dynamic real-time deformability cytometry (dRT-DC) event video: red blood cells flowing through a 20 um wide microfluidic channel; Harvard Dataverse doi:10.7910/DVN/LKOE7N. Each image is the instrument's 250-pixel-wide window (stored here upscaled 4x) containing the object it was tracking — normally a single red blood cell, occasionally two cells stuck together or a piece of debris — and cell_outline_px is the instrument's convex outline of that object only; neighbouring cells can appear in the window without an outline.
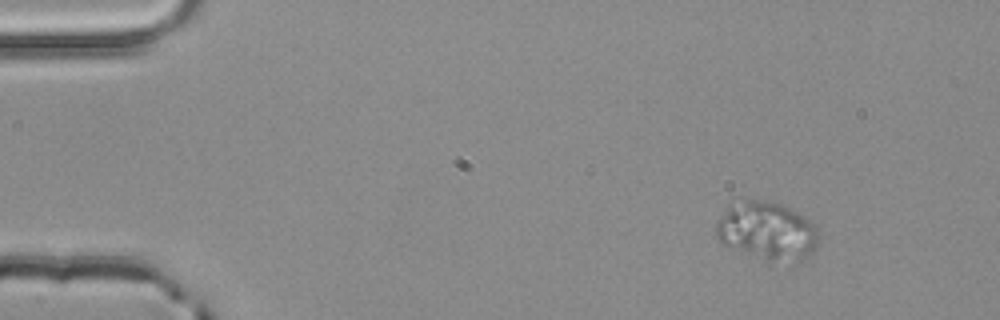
{"species": "common noctule bat (a hibernating species)", "species_latin": "Nyctalus noctula", "temperature_condition": "room temperature", "stored_images_in_passage": 3, "camera_frame_rate_fps": 3000, "um_per_image_px": 0.085, "animal": {"sex": "male", "body_mass_g": 20.4}, "frame": {"image": 1, "passage_image": 1, "time_ms": 0.0, "image_size_px": [1000, 320], "cell_outline_px": [[820, 236], [816, 244], [808, 256], [804, 260], [768, 264], [724, 244], [716, 236], [716, 224], [720, 216], [732, 196], [740, 196], [780, 204], [804, 216], [816, 224]], "centroid_in_image_um": [65.15, 19.61], "position_along_channel_um": 19.8, "area_um2": 36.13}}
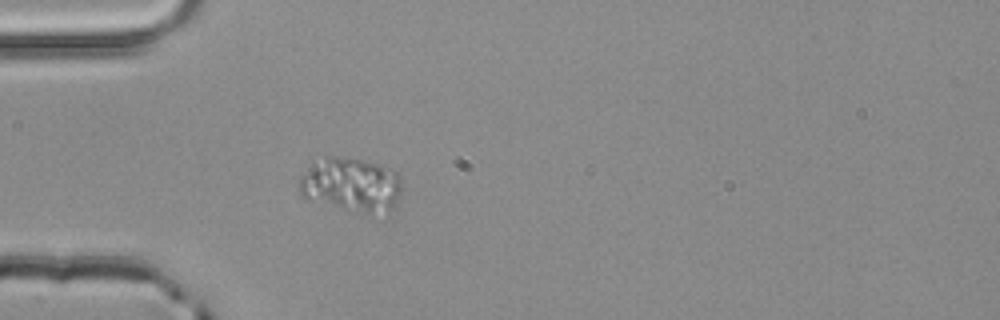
{"frame": {"image": 2, "passage_image": 3, "time_ms": 0.667, "image_size_px": [1000, 320], "cell_outline_px": [[400, 192], [388, 212], [364, 212], [304, 200], [300, 196], [296, 180], [312, 160], [324, 156], [344, 156], [392, 168], [400, 176]], "centroid_in_image_um": [29.71, 15.65], "position_along_channel_um": 55.3, "area_um2": 32.71}}